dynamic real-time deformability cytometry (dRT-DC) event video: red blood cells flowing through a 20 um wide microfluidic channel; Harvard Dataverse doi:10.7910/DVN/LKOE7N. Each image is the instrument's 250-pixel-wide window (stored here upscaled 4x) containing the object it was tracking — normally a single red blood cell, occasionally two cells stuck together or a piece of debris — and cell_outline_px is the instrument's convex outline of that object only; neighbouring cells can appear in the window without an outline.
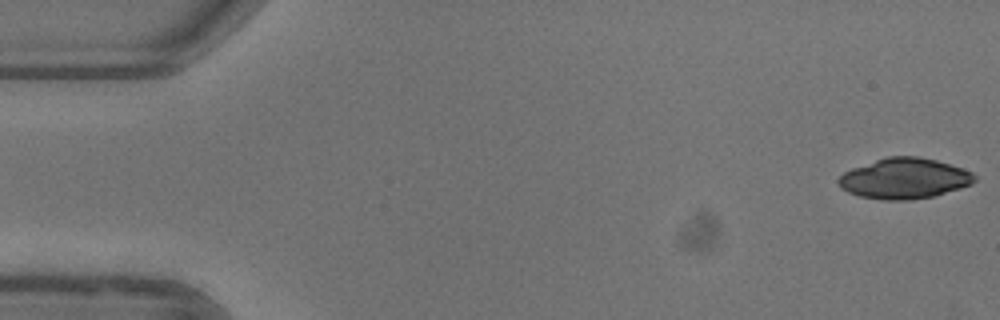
{"species": "common noctule bat (a hibernating species)", "species_latin": "Nyctalus noctula", "temperature_condition": "warm", "stored_images_in_passage": 51, "camera_frame_rate_fps": 3000, "um_per_image_px": 0.085, "animal": {"sex": "female"}, "frame": {"image": 1, "passage_image": 1, "time_ms": 0.0, "image_size_px": [1000, 320], "cell_outline_px": [[976, 180], [972, 184], [960, 188], [932, 196], [908, 200], [884, 200], [860, 196], [848, 192], [840, 188], [836, 180], [844, 172], [852, 168], [888, 156], [920, 156], [936, 160], [972, 172], [976, 176]], "centroid_in_image_um": [76.85, 15.17], "position_along_channel_um": 8.2, "area_um2": 32.02}}